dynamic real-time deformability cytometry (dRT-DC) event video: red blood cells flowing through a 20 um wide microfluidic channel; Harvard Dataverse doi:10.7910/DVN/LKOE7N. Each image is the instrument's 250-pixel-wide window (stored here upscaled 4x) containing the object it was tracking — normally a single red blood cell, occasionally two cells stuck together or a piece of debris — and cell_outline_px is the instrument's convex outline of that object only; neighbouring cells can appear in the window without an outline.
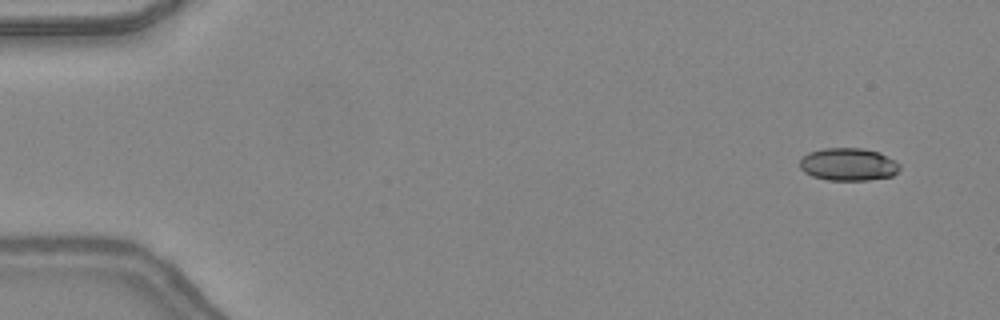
{"species": "common noctule bat (a hibernating species)", "species_latin": "Nyctalus noctula", "temperature_condition": "warm", "stored_images_in_passage": 12, "camera_frame_rate_fps": 3000, "um_per_image_px": 0.085, "animal": {"sex": "female", "body_mass_g": 24.6, "forearm_length_mm": 56.2}, "frame": {"image": 1, "passage_image": 1, "time_ms": 0.0, "image_size_px": [1000, 320], "cell_outline_px": [[900, 168], [892, 176], [868, 180], [828, 180], [812, 176], [804, 172], [800, 168], [800, 160], [808, 152], [824, 148], [860, 148], [880, 152], [900, 164]], "centroid_in_image_um": [72.1, 13.97], "position_along_channel_um": 12.9, "area_um2": 19.02}}